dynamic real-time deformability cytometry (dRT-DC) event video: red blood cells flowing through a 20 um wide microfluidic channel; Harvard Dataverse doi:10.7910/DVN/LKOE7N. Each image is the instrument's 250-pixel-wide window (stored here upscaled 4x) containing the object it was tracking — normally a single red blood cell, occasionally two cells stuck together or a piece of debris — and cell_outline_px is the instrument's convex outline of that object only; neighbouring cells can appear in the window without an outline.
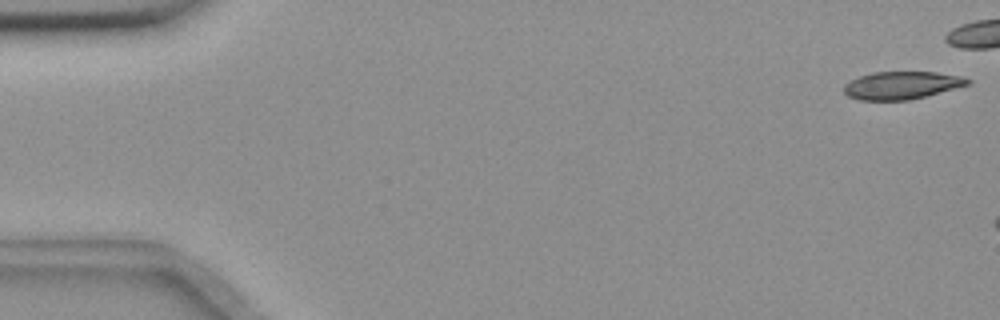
{"species": "common noctule bat (a hibernating species)", "species_latin": "Nyctalus noctula", "temperature_condition": "room temperature", "stored_images_in_passage": 8, "camera_frame_rate_fps": 3000, "um_per_image_px": 0.085, "animal": {"sex": "female", "body_mass_g": 18.4}, "frame": {"image": 1, "passage_image": 1, "time_ms": 0.0, "image_size_px": [1000, 320], "cell_outline_px": [[972, 84], [908, 100], [860, 100], [848, 96], [844, 92], [844, 84], [860, 76], [872, 72], [936, 72], [964, 76], [972, 80]], "centroid_in_image_um": [76.68, 7.24], "position_along_channel_um": 8.3, "area_um2": 20.0}}